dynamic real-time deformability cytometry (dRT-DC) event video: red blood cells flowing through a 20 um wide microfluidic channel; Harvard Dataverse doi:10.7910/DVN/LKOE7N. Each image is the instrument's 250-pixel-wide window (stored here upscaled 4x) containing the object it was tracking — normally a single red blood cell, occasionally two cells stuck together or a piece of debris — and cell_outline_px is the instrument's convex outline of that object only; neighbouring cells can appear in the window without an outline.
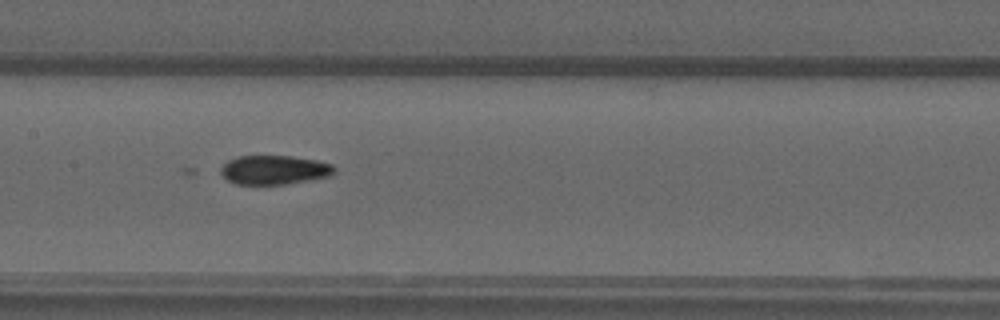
{"species": "common noctule bat (a hibernating species)", "species_latin": "Nyctalus noctula", "temperature_condition": "warm", "stored_images_in_passage": 37, "camera_frame_rate_fps": 3000, "um_per_image_px": 0.085, "animal": {"sex": "male", "forearm_length_mm": 52.5}, "frame": {"image": 1, "passage_image": 16, "time_ms": 5.0, "image_size_px": [1000, 320], "cell_outline_px": [[336, 168], [328, 176], [308, 180], [284, 184], [236, 184], [228, 180], [220, 172], [220, 168], [228, 160], [236, 156], [288, 156], [316, 160], [332, 164]], "centroid_in_image_um": [23.27, 14.43], "position_along_channel_um": 184.1, "area_um2": 19.02}}
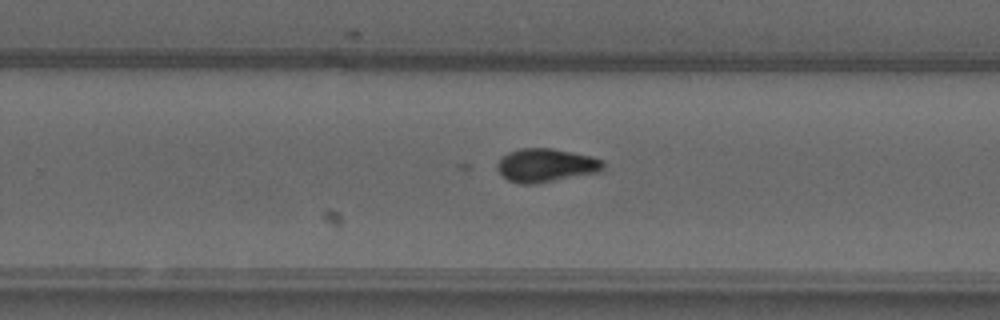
{"frame": {"image": 2, "passage_image": 24, "time_ms": 7.667, "image_size_px": [1000, 320], "cell_outline_px": [[604, 168], [600, 172], [536, 184], [520, 184], [508, 180], [496, 168], [496, 164], [508, 152], [520, 148], [552, 148], [592, 156], [604, 160]], "centroid_in_image_um": [46.43, 14.05], "position_along_channel_um": 283.4, "area_um2": 20.81}}
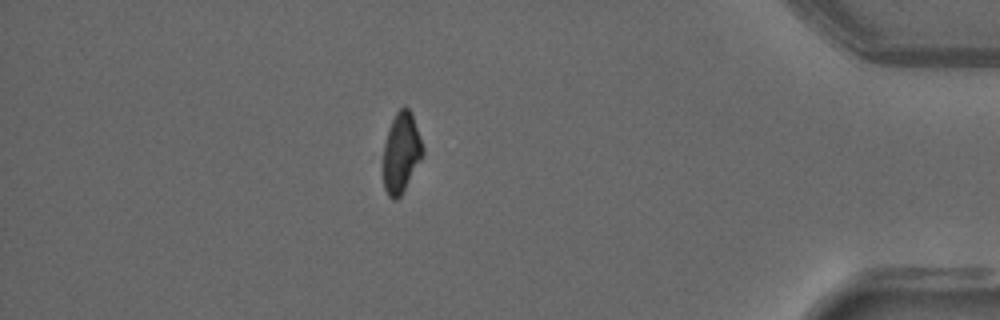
{"frame": {"image": 3, "passage_image": 37, "time_ms": 12.0, "image_size_px": [1000, 320], "cell_outline_px": [[424, 152], [400, 196], [396, 200], [392, 200], [388, 196], [384, 188], [384, 144], [388, 128], [396, 112], [404, 104], [412, 112], [424, 148]], "centroid_in_image_um": [34.1, 12.93], "position_along_channel_um": 401.1, "area_um2": 18.32}}